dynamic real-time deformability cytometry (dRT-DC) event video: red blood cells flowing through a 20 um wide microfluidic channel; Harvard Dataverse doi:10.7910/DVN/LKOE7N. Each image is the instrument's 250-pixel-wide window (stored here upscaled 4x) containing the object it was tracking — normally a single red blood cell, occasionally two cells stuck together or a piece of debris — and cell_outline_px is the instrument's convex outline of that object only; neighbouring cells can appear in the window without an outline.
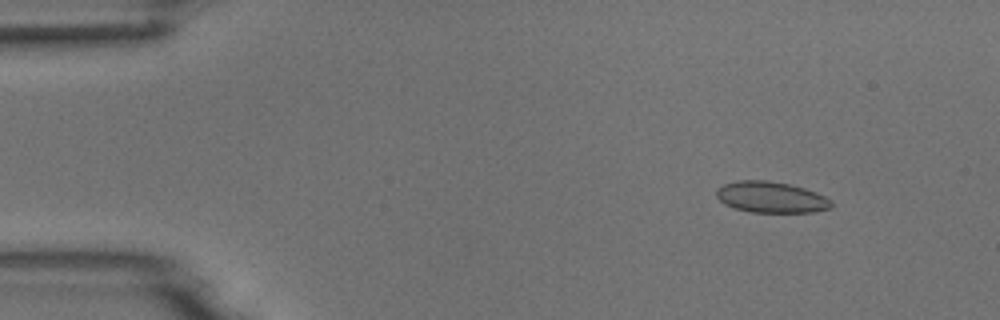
{"species": "common noctule bat (a hibernating species)", "species_latin": "Nyctalus noctula", "temperature_condition": "room temperature", "stored_images_in_passage": 48, "camera_frame_rate_fps": 3000, "um_per_image_px": 0.085, "animal": {"sex": "male", "body_mass_g": 18.8}, "frame": {"image": 1, "passage_image": 1, "time_ms": 0.0, "image_size_px": [1000, 320], "cell_outline_px": [[832, 204], [828, 208], [812, 212], [752, 212], [736, 208], [724, 204], [716, 196], [716, 188], [724, 184], [736, 180], [768, 180], [788, 184], [804, 188], [816, 192], [832, 200]], "centroid_in_image_um": [65.51, 16.75], "position_along_channel_um": 19.5, "area_um2": 20.75}}
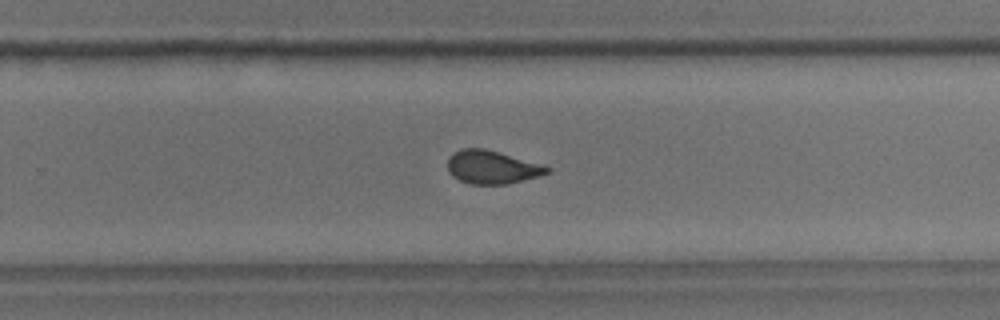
{"frame": {"image": 2, "passage_image": 29, "time_ms": 9.333, "image_size_px": [1000, 320], "cell_outline_px": [[552, 172], [508, 184], [472, 184], [460, 180], [452, 176], [448, 172], [448, 156], [452, 152], [460, 148], [484, 148], [540, 164], [552, 168]], "centroid_in_image_um": [41.78, 14.2], "position_along_channel_um": 288.0, "area_um2": 19.25}}
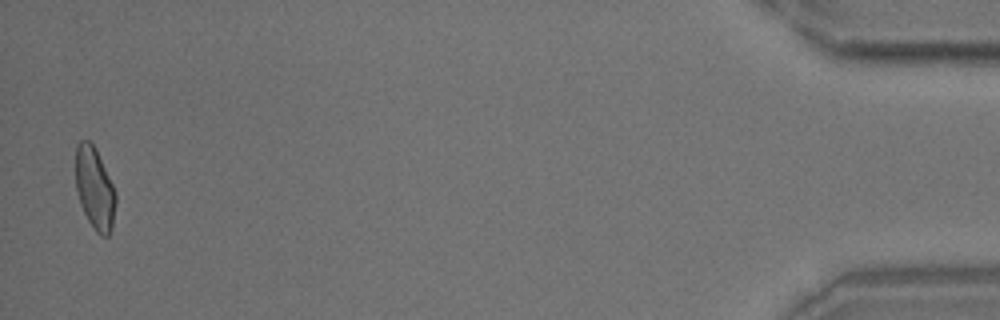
{"frame": {"image": 3, "passage_image": 47, "time_ms": 15.333, "image_size_px": [1000, 320], "cell_outline_px": [[116, 204], [112, 228], [108, 236], [100, 236], [96, 232], [88, 220], [80, 204], [76, 188], [76, 144], [80, 140], [88, 140], [96, 148], [116, 192]], "centroid_in_image_um": [8.06, 16.02], "position_along_channel_um": 427.1, "area_um2": 19.25}}